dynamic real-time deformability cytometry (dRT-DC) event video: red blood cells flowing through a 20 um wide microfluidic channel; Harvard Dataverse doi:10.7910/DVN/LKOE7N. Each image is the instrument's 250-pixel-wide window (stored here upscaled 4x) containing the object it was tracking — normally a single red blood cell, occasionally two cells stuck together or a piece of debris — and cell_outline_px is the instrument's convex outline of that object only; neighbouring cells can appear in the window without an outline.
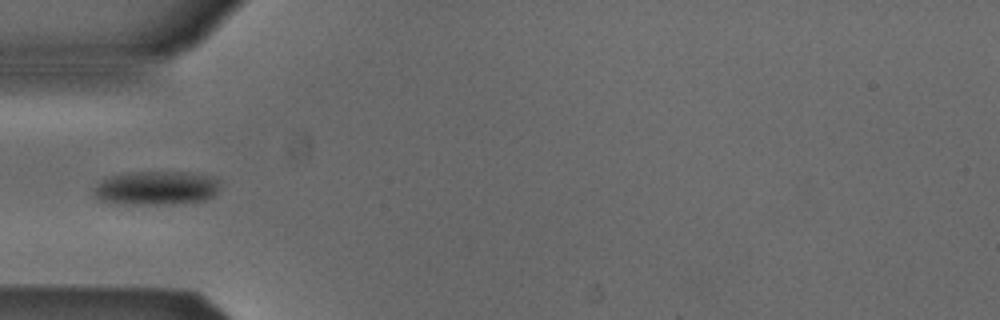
{"species": "Egyptian fruit bat (a non-hibernating species)", "species_latin": "Rousettus aegyptiacus", "temperature_condition": "cold", "stored_images_in_passage": 13, "camera_frame_rate_fps": 3000, "um_per_image_px": 0.085, "animal": {"sex": "male"}, "frame": {"image": 1, "passage_image": 1, "time_ms": 0.0, "image_size_px": [1000, 320], "cell_outline_px": [[220, 180], [216, 192], [212, 196], [204, 200], [180, 204], [120, 204], [96, 200], [92, 192], [92, 188], [100, 180], [112, 176], [132, 172], [192, 172], [212, 176]], "centroid_in_image_um": [13.24, 15.99], "position_along_channel_um": 71.8, "area_um2": 25.37}}
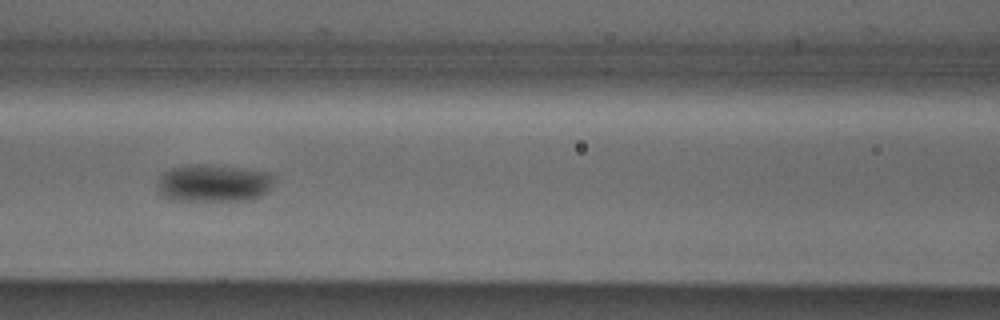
{"frame": {"image": 2, "passage_image": 7, "time_ms": 2.0, "image_size_px": [1000, 320], "cell_outline_px": [[272, 184], [268, 192], [264, 196], [244, 200], [172, 200], [156, 192], [156, 184], [160, 176], [164, 172], [172, 168], [188, 164], [216, 164], [244, 168], [268, 172], [272, 176]], "centroid_in_image_um": [18.12, 15.55], "position_along_channel_um": 148.5, "area_um2": 25.84}}
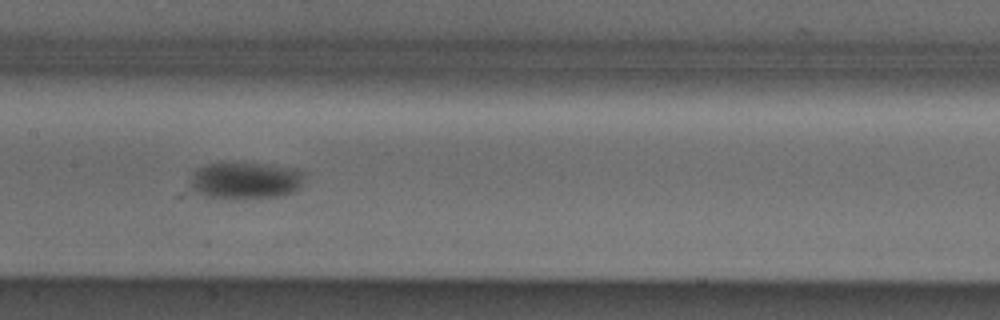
{"frame": {"image": 3, "passage_image": 10, "time_ms": 3.0, "image_size_px": [1000, 320], "cell_outline_px": [[304, 176], [300, 188], [296, 192], [276, 196], [208, 196], [192, 188], [192, 176], [200, 168], [208, 164], [256, 164], [296, 168], [304, 172]], "centroid_in_image_um": [20.98, 15.31], "position_along_channel_um": 186.4, "area_um2": 23.06}}